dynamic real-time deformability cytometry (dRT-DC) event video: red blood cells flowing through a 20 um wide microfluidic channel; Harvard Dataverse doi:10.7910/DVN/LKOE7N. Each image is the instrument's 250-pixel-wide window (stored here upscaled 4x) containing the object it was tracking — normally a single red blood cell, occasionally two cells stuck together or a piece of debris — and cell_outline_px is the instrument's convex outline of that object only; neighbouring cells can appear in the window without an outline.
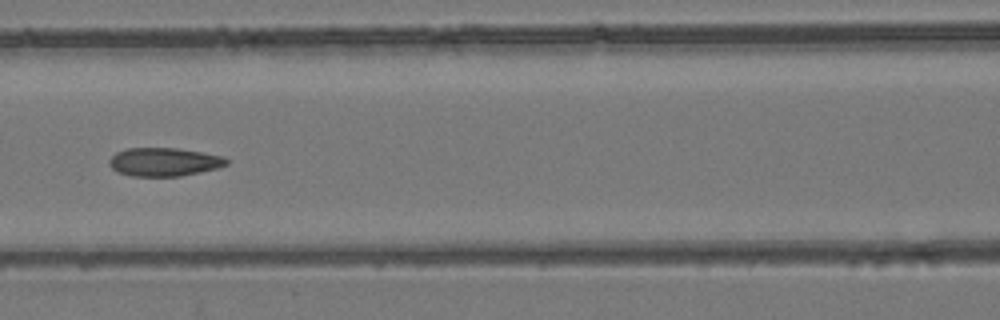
{"species": "common noctule bat (a hibernating species)", "species_latin": "Nyctalus noctula", "temperature_condition": "room temperature", "stored_images_in_passage": 6, "camera_frame_rate_fps": 3000, "um_per_image_px": 0.085, "animal": {"sex": "female", "body_mass_g": 24.6, "forearm_length_mm": 56.2}, "frame": {"image": 1, "passage_image": 6, "time_ms": 7.0, "image_size_px": [1000, 320], "cell_outline_px": [[228, 164], [216, 168], [200, 172], [180, 176], [132, 176], [116, 172], [108, 164], [108, 160], [116, 152], [128, 148], [176, 148], [224, 156], [228, 160]], "centroid_in_image_um": [13.91, 13.76], "position_along_channel_um": 152.7, "area_um2": 19.42}}